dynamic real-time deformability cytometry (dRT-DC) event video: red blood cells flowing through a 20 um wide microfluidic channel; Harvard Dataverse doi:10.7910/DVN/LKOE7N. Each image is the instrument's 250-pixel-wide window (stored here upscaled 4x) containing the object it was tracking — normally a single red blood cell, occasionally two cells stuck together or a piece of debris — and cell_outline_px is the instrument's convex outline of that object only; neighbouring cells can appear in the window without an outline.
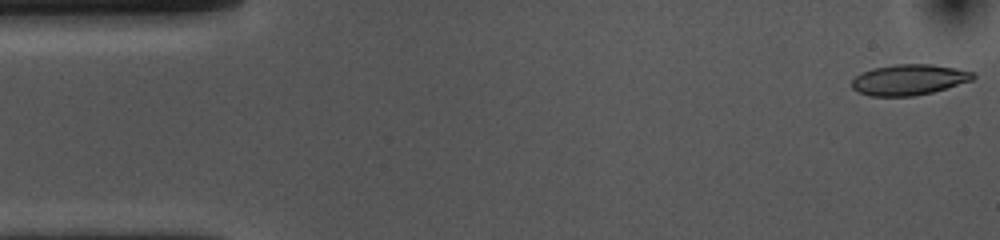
{"species": "common noctule bat (a hibernating species)", "species_latin": "Nyctalus noctula", "temperature_condition": "cold", "stored_images_in_passage": 53, "camera_frame_rate_fps": 3000, "um_per_image_px": 0.085, "animal": {"sex": "female", "body_mass_g": 10.0, "forearm_length_mm": 53.1}, "frame": {"image": 1, "passage_image": 1, "time_ms": 0.0, "image_size_px": [1000, 240], "cell_outline_px": [[976, 76], [972, 80], [932, 92], [912, 96], [872, 96], [856, 92], [852, 88], [852, 80], [856, 76], [872, 68], [896, 64], [932, 64], [972, 72]], "centroid_in_image_um": [77.22, 6.78], "position_along_channel_um": 7.8, "area_um2": 21.44}}
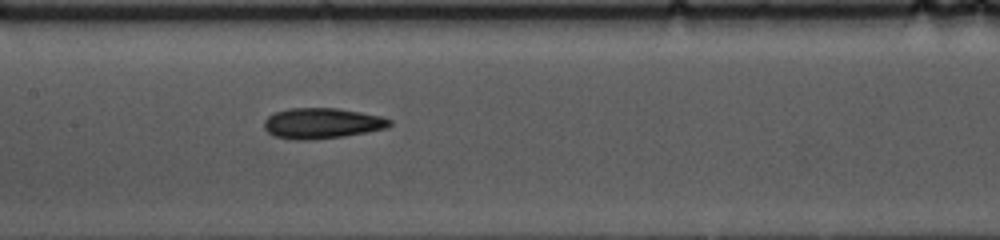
{"frame": {"image": 2, "passage_image": 24, "time_ms": 7.667, "image_size_px": [1000, 240], "cell_outline_px": [[392, 124], [388, 128], [344, 136], [312, 140], [292, 140], [272, 136], [264, 128], [264, 120], [268, 116], [276, 112], [288, 108], [336, 108], [384, 116], [392, 120]], "centroid_in_image_um": [27.37, 10.48], "position_along_channel_um": 180.0, "area_um2": 22.66}}
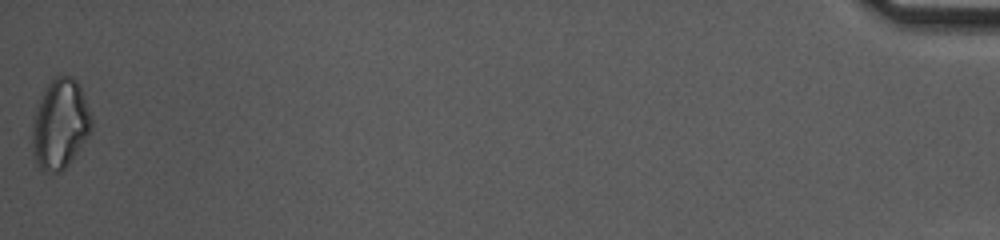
{"frame": {"image": 3, "passage_image": 53, "time_ms": 17.333, "image_size_px": [1000, 240], "cell_outline_px": [[92, 128], [68, 164], [60, 172], [44, 172], [36, 164], [32, 152], [32, 124], [36, 108], [48, 84], [56, 76], [72, 76], [80, 84], [92, 120]], "centroid_in_image_um": [5.09, 10.55], "position_along_channel_um": 430.1, "area_um2": 30.63}, "authors_computed_cell_mechanics": {"area_um2": 21.9062, "velocity_mm_per_s": 3.6685, "shape_relaxation_time_tau1_ms": 8.9838, "shape_relaxation_time_tau2_ms": 6.6207, "deformation_change_tau1": 0.1711, "deformation_change_tau2": 0.1445}}